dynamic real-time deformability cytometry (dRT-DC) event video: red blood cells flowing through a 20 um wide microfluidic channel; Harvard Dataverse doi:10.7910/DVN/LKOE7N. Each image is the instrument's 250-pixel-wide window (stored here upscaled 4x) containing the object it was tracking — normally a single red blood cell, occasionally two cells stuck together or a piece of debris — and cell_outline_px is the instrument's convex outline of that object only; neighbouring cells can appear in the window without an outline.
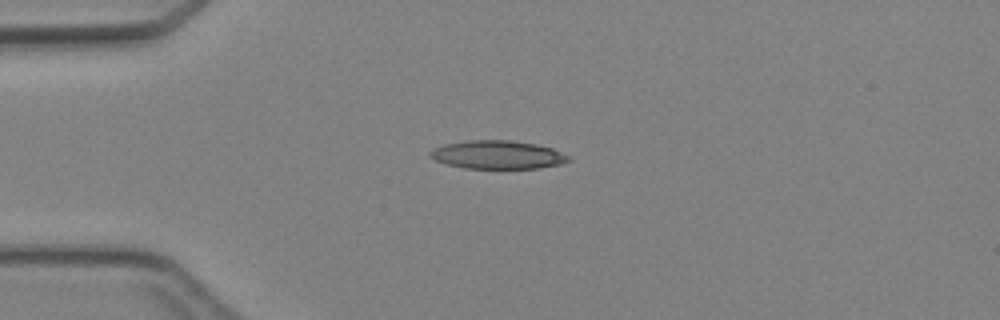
{"species": "Egyptian fruit bat (a non-hibernating species)", "species_latin": "Rousettus aegyptiacus", "temperature_condition": "cold", "stored_images_in_passage": 3, "camera_frame_rate_fps": 3000, "um_per_image_px": 0.085, "animal": {"sex": "female"}, "frame": {"image": 1, "passage_image": 2, "time_ms": 2.0, "image_size_px": [1000, 320], "cell_outline_px": [[572, 160], [560, 164], [536, 168], [464, 168], [444, 164], [428, 156], [428, 152], [432, 148], [444, 144], [468, 140], [508, 140], [536, 144], [552, 148], [572, 156]], "centroid_in_image_um": [42.28, 13.15], "position_along_channel_um": 42.7, "area_um2": 23.06}}